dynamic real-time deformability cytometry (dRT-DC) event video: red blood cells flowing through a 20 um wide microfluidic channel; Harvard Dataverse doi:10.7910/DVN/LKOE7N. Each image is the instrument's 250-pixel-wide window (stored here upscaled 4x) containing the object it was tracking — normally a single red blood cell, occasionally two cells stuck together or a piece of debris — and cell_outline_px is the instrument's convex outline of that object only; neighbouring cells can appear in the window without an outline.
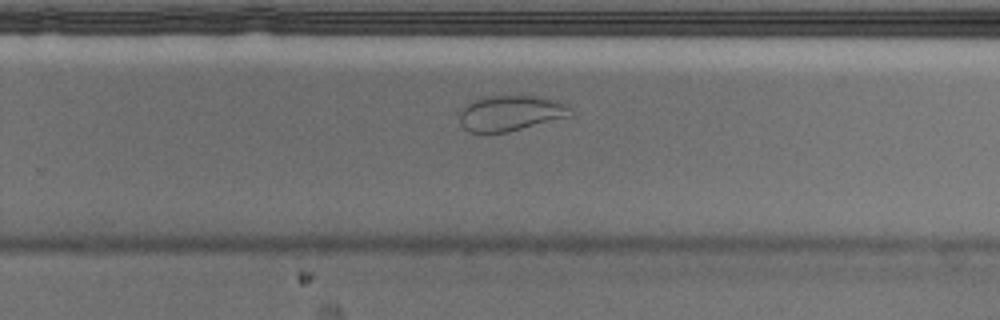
{"species": "Egyptian fruit bat (a non-hibernating species)", "species_latin": "Rousettus aegyptiacus", "temperature_condition": "cold", "stored_images_in_passage": 46, "camera_frame_rate_fps": 3000, "um_per_image_px": 0.085, "animal": {"sex": "male"}, "frame": {"image": 1, "passage_image": 27, "time_ms": 8.667, "image_size_px": [1000, 320], "cell_outline_px": [[572, 116], [508, 132], [468, 132], [460, 124], [460, 112], [464, 104], [484, 96], [532, 96], [556, 100], [564, 104], [568, 108]], "centroid_in_image_um": [43.35, 9.62], "position_along_channel_um": 286.4, "area_um2": 22.83}}